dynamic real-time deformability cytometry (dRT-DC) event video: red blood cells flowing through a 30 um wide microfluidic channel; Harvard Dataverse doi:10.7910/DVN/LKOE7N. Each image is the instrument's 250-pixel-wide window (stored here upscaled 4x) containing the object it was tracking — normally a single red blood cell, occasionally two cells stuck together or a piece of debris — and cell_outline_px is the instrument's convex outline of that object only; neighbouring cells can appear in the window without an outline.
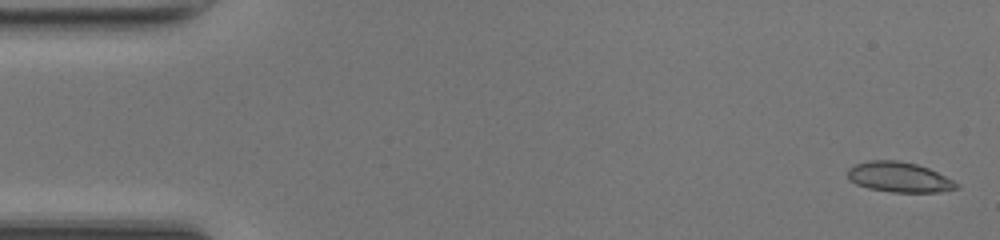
{"species": "common noctule bat (a hibernating species)", "species_latin": "Nyctalus noctula", "temperature_condition": "room temperature", "stored_images_in_passage": 47, "camera_frame_rate_fps": 3000, "um_per_image_px": 0.085, "animal": {"sex": "female", "body_mass_g": 17.0, "forearm_length_mm": 48.0}, "frame": {"image": 1, "passage_image": 1, "time_ms": 0.0, "image_size_px": [1000, 240], "cell_outline_px": [[960, 188], [940, 192], [892, 192], [868, 188], [856, 184], [848, 180], [848, 168], [856, 164], [868, 160], [896, 160], [916, 164], [928, 168], [960, 184]], "centroid_in_image_um": [76.42, 15.06], "position_along_channel_um": 8.6, "area_um2": 19.13}}
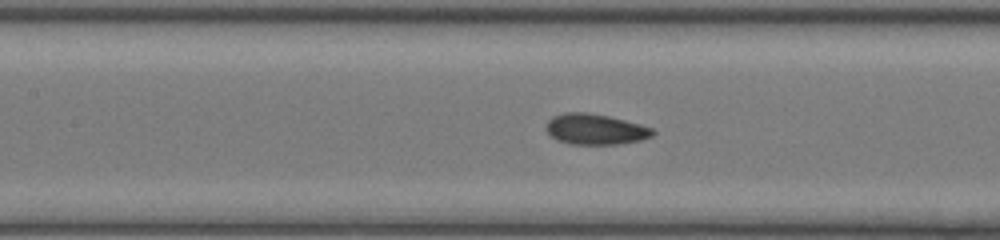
{"frame": {"image": 2, "passage_image": 20, "time_ms": 6.333, "image_size_px": [1000, 240], "cell_outline_px": [[656, 132], [652, 136], [640, 140], [616, 144], [572, 144], [556, 140], [544, 128], [544, 124], [552, 116], [564, 112], [588, 112], [608, 116], [640, 124], [652, 128]], "centroid_in_image_um": [50.56, 10.97], "position_along_channel_um": 156.8, "area_um2": 19.13}}
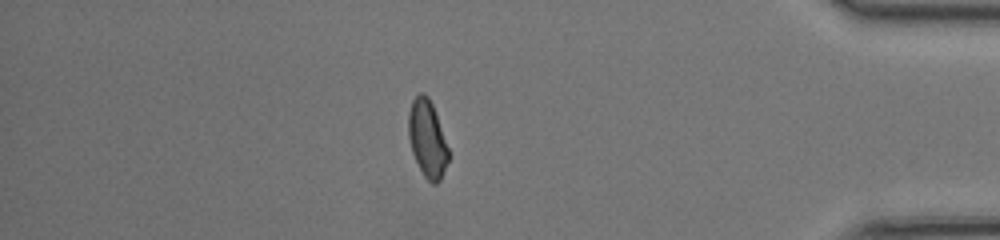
{"frame": {"image": 3, "passage_image": 40, "time_ms": 13.0, "image_size_px": [1000, 240], "cell_outline_px": [[448, 160], [440, 180], [436, 184], [432, 184], [424, 176], [412, 152], [408, 136], [408, 112], [412, 100], [420, 92], [424, 92], [428, 96], [432, 104], [448, 148]], "centroid_in_image_um": [36.3, 11.77], "position_along_channel_um": 398.9, "area_um2": 17.74}, "authors_computed_cell_mechanics": {"area_um2": 18.7272, "velocity_mm_per_s": 4.2529, "shape_relaxation_time_tau1_ms": 10.2252, "shape_relaxation_time_tau2_ms": 1.1939, "deformation_change_tau1": 0.2325, "deformation_change_tau2": 0.0585}}